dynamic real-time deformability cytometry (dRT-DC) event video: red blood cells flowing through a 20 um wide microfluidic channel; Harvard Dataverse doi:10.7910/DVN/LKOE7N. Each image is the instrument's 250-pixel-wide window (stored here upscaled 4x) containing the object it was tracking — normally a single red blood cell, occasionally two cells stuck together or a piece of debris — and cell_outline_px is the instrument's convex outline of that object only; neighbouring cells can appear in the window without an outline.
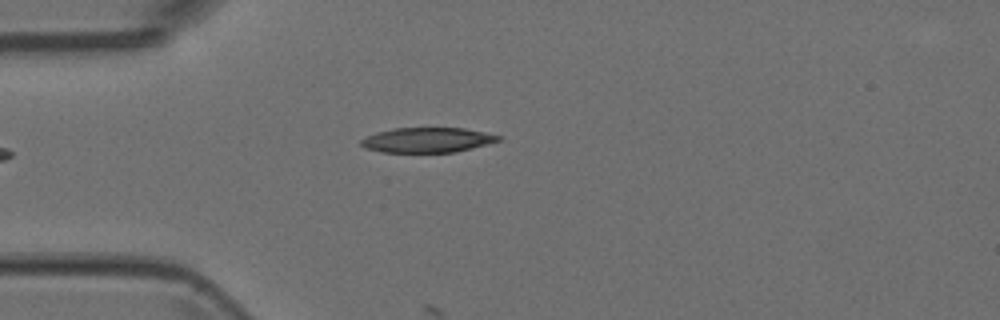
{"species": "Egyptian fruit bat (a non-hibernating species)", "species_latin": "Rousettus aegyptiacus", "temperature_condition": "room temperature", "stored_images_in_passage": 2, "camera_frame_rate_fps": 3000, "um_per_image_px": 0.085, "animal": {"sex": "female"}, "frame": {"image": 1, "passage_image": 2, "time_ms": 0.333, "image_size_px": [1000, 320], "cell_outline_px": [[504, 140], [456, 152], [384, 152], [364, 148], [360, 144], [360, 140], [376, 132], [392, 128], [464, 128], [504, 136]], "centroid_in_image_um": [36.37, 11.9], "position_along_channel_um": 48.6, "area_um2": 20.11}}